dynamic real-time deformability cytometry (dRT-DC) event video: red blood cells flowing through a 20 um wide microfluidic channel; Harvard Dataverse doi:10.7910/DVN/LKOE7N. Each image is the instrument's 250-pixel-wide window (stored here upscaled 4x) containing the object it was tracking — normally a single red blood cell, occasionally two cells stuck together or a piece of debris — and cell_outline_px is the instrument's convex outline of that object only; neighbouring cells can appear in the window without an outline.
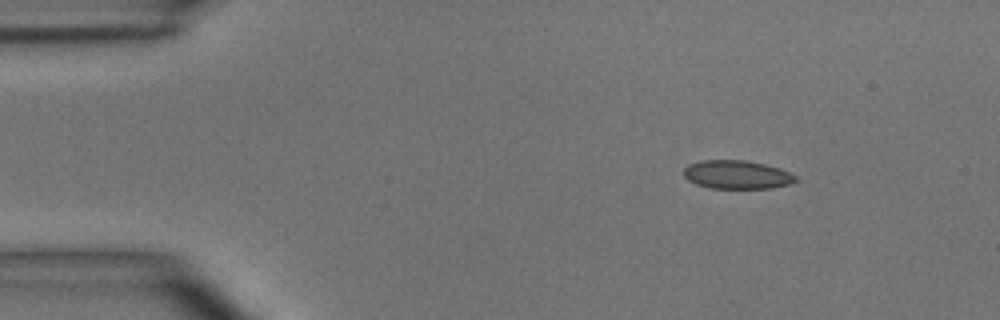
{"species": "common noctule bat (a hibernating species)", "species_latin": "Nyctalus noctula", "temperature_condition": "room temperature", "stored_images_in_passage": 44, "camera_frame_rate_fps": 3000, "um_per_image_px": 0.085, "animal": {"sex": "male", "body_mass_g": 15.6}, "frame": {"image": 1, "passage_image": 1, "time_ms": 0.0, "image_size_px": [1000, 320], "cell_outline_px": [[800, 180], [788, 184], [772, 188], [708, 188], [696, 184], [688, 180], [684, 176], [684, 168], [688, 164], [700, 160], [744, 160], [764, 164], [780, 168], [796, 176]], "centroid_in_image_um": [62.63, 14.84], "position_along_channel_um": 22.4, "area_um2": 18.67}}
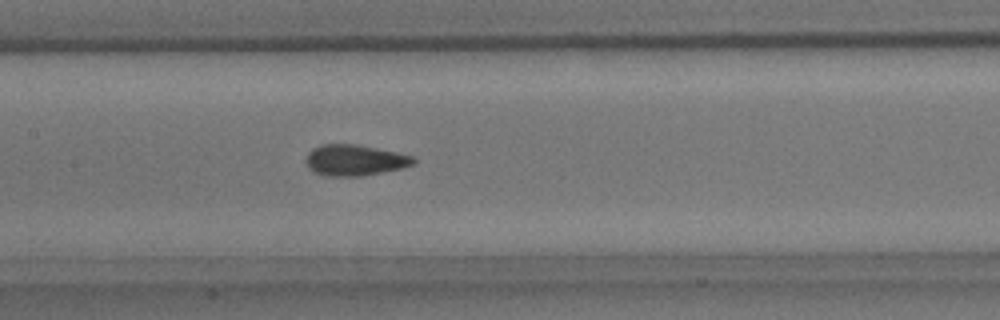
{"frame": {"image": 2, "passage_image": 18, "time_ms": 5.667, "image_size_px": [1000, 320], "cell_outline_px": [[416, 164], [400, 168], [360, 176], [324, 176], [312, 172], [308, 168], [308, 152], [312, 148], [320, 144], [356, 144], [396, 152], [412, 156], [416, 160]], "centroid_in_image_um": [30.13, 13.61], "position_along_channel_um": 177.3, "area_um2": 19.31}}
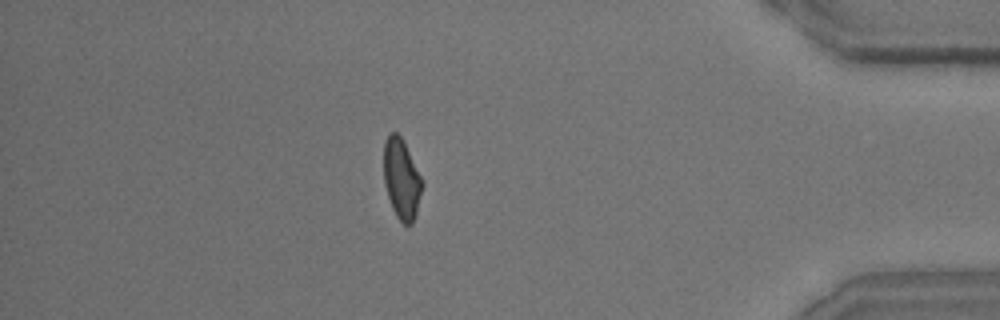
{"frame": {"image": 3, "passage_image": 38, "time_ms": 12.333, "image_size_px": [1000, 320], "cell_outline_px": [[424, 184], [416, 216], [412, 224], [404, 224], [396, 216], [392, 208], [384, 184], [384, 144], [388, 136], [392, 132], [396, 132], [404, 140], [424, 180]], "centroid_in_image_um": [34.17, 15.21], "position_along_channel_um": 401.0, "area_um2": 18.32}, "authors_computed_cell_mechanics": {"area_um2": 18.8139, "velocity_mm_per_s": 3.973, "shape_relaxation_time_tau1_ms": 7.3598, "shape_relaxation_time_tau2_ms": 1.1361, "deformation_change_tau1": 0.1482, "deformation_change_tau2": 0.0528}}